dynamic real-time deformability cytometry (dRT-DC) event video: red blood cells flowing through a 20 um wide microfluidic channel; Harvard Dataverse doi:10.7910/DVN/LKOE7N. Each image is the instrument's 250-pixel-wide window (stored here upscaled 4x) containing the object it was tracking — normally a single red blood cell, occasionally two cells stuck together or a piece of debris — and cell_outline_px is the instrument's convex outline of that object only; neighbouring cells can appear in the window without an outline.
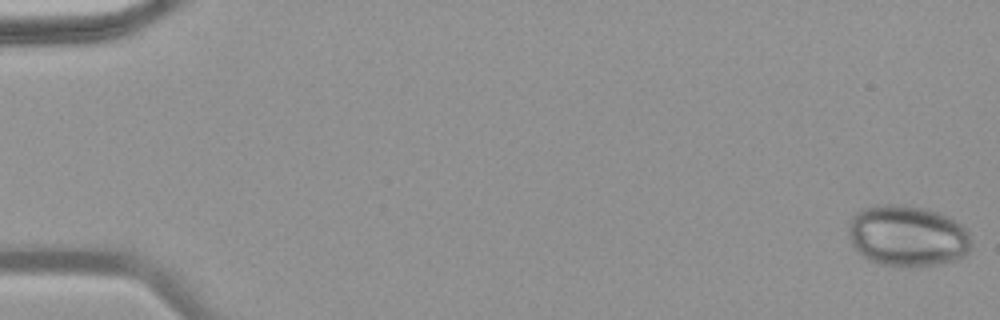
{"species": "common noctule bat (a hibernating species)", "species_latin": "Nyctalus noctula", "temperature_condition": "warm", "stored_images_in_passage": 69, "camera_frame_rate_fps": 3000, "um_per_image_px": 0.085, "animal": {"sex": "female", "body_mass_g": 18.4}, "frame": {"image": 1, "passage_image": 1, "time_ms": 0.0, "image_size_px": [1000, 320], "cell_outline_px": [[972, 244], [968, 252], [964, 256], [956, 260], [944, 264], [904, 268], [880, 264], [868, 260], [852, 244], [848, 232], [848, 224], [852, 216], [856, 212], [864, 208], [884, 204], [896, 204], [928, 208], [948, 216], [968, 228], [972, 240]], "centroid_in_image_um": [77.18, 20.07], "position_along_channel_um": 7.8, "area_um2": 44.62}}
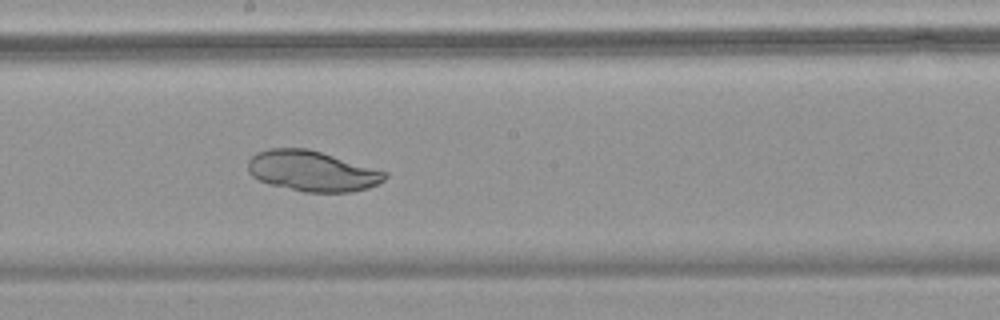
{"frame": {"image": 2, "passage_image": 39, "time_ms": 12.667, "image_size_px": [1000, 320], "cell_outline_px": [[388, 176], [380, 184], [368, 188], [352, 192], [304, 192], [268, 184], [252, 176], [248, 172], [248, 160], [256, 152], [268, 148], [308, 148], [388, 172]], "centroid_in_image_um": [26.54, 14.54], "position_along_channel_um": 221.7, "area_um2": 32.54}}
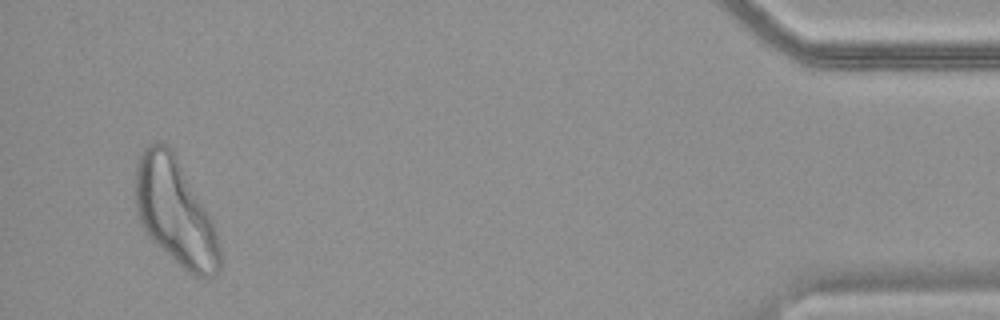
{"frame": {"image": 3, "passage_image": 66, "time_ms": 21.667, "image_size_px": [1000, 320], "cell_outline_px": [[220, 268], [216, 276], [204, 280], [188, 272], [152, 240], [148, 236], [136, 212], [136, 164], [140, 152], [148, 144], [168, 144], [176, 156], [212, 220], [216, 232], [220, 248]], "centroid_in_image_um": [14.9, 18.05], "position_along_channel_um": 420.3, "area_um2": 51.79}}